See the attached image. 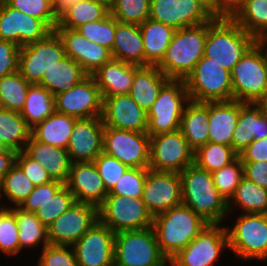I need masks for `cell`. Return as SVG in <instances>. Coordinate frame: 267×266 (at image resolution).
Wrapping results in <instances>:
<instances>
[{
  "mask_svg": "<svg viewBox=\"0 0 267 266\" xmlns=\"http://www.w3.org/2000/svg\"><path fill=\"white\" fill-rule=\"evenodd\" d=\"M179 174L182 204L188 206L209 224L223 222L226 224L228 216L230 217L228 202L215 187L212 174L195 163Z\"/></svg>",
  "mask_w": 267,
  "mask_h": 266,
  "instance_id": "obj_1",
  "label": "cell"
},
{
  "mask_svg": "<svg viewBox=\"0 0 267 266\" xmlns=\"http://www.w3.org/2000/svg\"><path fill=\"white\" fill-rule=\"evenodd\" d=\"M201 216L184 204L156 214L153 228L161 253L170 260L184 249L208 225Z\"/></svg>",
  "mask_w": 267,
  "mask_h": 266,
  "instance_id": "obj_2",
  "label": "cell"
},
{
  "mask_svg": "<svg viewBox=\"0 0 267 266\" xmlns=\"http://www.w3.org/2000/svg\"><path fill=\"white\" fill-rule=\"evenodd\" d=\"M257 42L232 18L213 17L208 22L204 56L228 71Z\"/></svg>",
  "mask_w": 267,
  "mask_h": 266,
  "instance_id": "obj_3",
  "label": "cell"
},
{
  "mask_svg": "<svg viewBox=\"0 0 267 266\" xmlns=\"http://www.w3.org/2000/svg\"><path fill=\"white\" fill-rule=\"evenodd\" d=\"M208 22L175 31L166 54L157 67L169 79H184L204 56Z\"/></svg>",
  "mask_w": 267,
  "mask_h": 266,
  "instance_id": "obj_4",
  "label": "cell"
},
{
  "mask_svg": "<svg viewBox=\"0 0 267 266\" xmlns=\"http://www.w3.org/2000/svg\"><path fill=\"white\" fill-rule=\"evenodd\" d=\"M227 223L229 250L236 259L267 262V214L239 213Z\"/></svg>",
  "mask_w": 267,
  "mask_h": 266,
  "instance_id": "obj_5",
  "label": "cell"
},
{
  "mask_svg": "<svg viewBox=\"0 0 267 266\" xmlns=\"http://www.w3.org/2000/svg\"><path fill=\"white\" fill-rule=\"evenodd\" d=\"M114 266H169L161 253L155 230H125L115 233Z\"/></svg>",
  "mask_w": 267,
  "mask_h": 266,
  "instance_id": "obj_6",
  "label": "cell"
},
{
  "mask_svg": "<svg viewBox=\"0 0 267 266\" xmlns=\"http://www.w3.org/2000/svg\"><path fill=\"white\" fill-rule=\"evenodd\" d=\"M233 100L258 103L267 87V58L256 42L231 71Z\"/></svg>",
  "mask_w": 267,
  "mask_h": 266,
  "instance_id": "obj_7",
  "label": "cell"
},
{
  "mask_svg": "<svg viewBox=\"0 0 267 266\" xmlns=\"http://www.w3.org/2000/svg\"><path fill=\"white\" fill-rule=\"evenodd\" d=\"M190 101L184 79H170L147 112V134L154 136L180 129L186 104Z\"/></svg>",
  "mask_w": 267,
  "mask_h": 266,
  "instance_id": "obj_8",
  "label": "cell"
},
{
  "mask_svg": "<svg viewBox=\"0 0 267 266\" xmlns=\"http://www.w3.org/2000/svg\"><path fill=\"white\" fill-rule=\"evenodd\" d=\"M190 100L217 102L233 100L231 72L203 56L185 78Z\"/></svg>",
  "mask_w": 267,
  "mask_h": 266,
  "instance_id": "obj_9",
  "label": "cell"
},
{
  "mask_svg": "<svg viewBox=\"0 0 267 266\" xmlns=\"http://www.w3.org/2000/svg\"><path fill=\"white\" fill-rule=\"evenodd\" d=\"M99 222L114 233L153 226V216L142 198L107 195L98 207Z\"/></svg>",
  "mask_w": 267,
  "mask_h": 266,
  "instance_id": "obj_10",
  "label": "cell"
},
{
  "mask_svg": "<svg viewBox=\"0 0 267 266\" xmlns=\"http://www.w3.org/2000/svg\"><path fill=\"white\" fill-rule=\"evenodd\" d=\"M226 249L229 251L225 224H208L169 260V266H215Z\"/></svg>",
  "mask_w": 267,
  "mask_h": 266,
  "instance_id": "obj_11",
  "label": "cell"
},
{
  "mask_svg": "<svg viewBox=\"0 0 267 266\" xmlns=\"http://www.w3.org/2000/svg\"><path fill=\"white\" fill-rule=\"evenodd\" d=\"M65 56L61 38L51 31L44 39L20 47L19 72L30 84H39L45 71Z\"/></svg>",
  "mask_w": 267,
  "mask_h": 266,
  "instance_id": "obj_12",
  "label": "cell"
},
{
  "mask_svg": "<svg viewBox=\"0 0 267 266\" xmlns=\"http://www.w3.org/2000/svg\"><path fill=\"white\" fill-rule=\"evenodd\" d=\"M103 152L128 168H149L150 136L147 132L104 127Z\"/></svg>",
  "mask_w": 267,
  "mask_h": 266,
  "instance_id": "obj_13",
  "label": "cell"
},
{
  "mask_svg": "<svg viewBox=\"0 0 267 266\" xmlns=\"http://www.w3.org/2000/svg\"><path fill=\"white\" fill-rule=\"evenodd\" d=\"M194 163V151L181 130L150 136L149 169L180 173Z\"/></svg>",
  "mask_w": 267,
  "mask_h": 266,
  "instance_id": "obj_14",
  "label": "cell"
},
{
  "mask_svg": "<svg viewBox=\"0 0 267 266\" xmlns=\"http://www.w3.org/2000/svg\"><path fill=\"white\" fill-rule=\"evenodd\" d=\"M98 221V207L75 202L47 227L49 243L73 246Z\"/></svg>",
  "mask_w": 267,
  "mask_h": 266,
  "instance_id": "obj_15",
  "label": "cell"
},
{
  "mask_svg": "<svg viewBox=\"0 0 267 266\" xmlns=\"http://www.w3.org/2000/svg\"><path fill=\"white\" fill-rule=\"evenodd\" d=\"M55 111L80 118L101 117L103 98L92 75L55 96Z\"/></svg>",
  "mask_w": 267,
  "mask_h": 266,
  "instance_id": "obj_16",
  "label": "cell"
},
{
  "mask_svg": "<svg viewBox=\"0 0 267 266\" xmlns=\"http://www.w3.org/2000/svg\"><path fill=\"white\" fill-rule=\"evenodd\" d=\"M214 15L198 0H151L150 18L175 30L209 22Z\"/></svg>",
  "mask_w": 267,
  "mask_h": 266,
  "instance_id": "obj_17",
  "label": "cell"
},
{
  "mask_svg": "<svg viewBox=\"0 0 267 266\" xmlns=\"http://www.w3.org/2000/svg\"><path fill=\"white\" fill-rule=\"evenodd\" d=\"M142 200L153 217L182 204L180 174L148 169Z\"/></svg>",
  "mask_w": 267,
  "mask_h": 266,
  "instance_id": "obj_18",
  "label": "cell"
},
{
  "mask_svg": "<svg viewBox=\"0 0 267 266\" xmlns=\"http://www.w3.org/2000/svg\"><path fill=\"white\" fill-rule=\"evenodd\" d=\"M51 31L42 20L26 15L0 0V40L21 47L44 39Z\"/></svg>",
  "mask_w": 267,
  "mask_h": 266,
  "instance_id": "obj_19",
  "label": "cell"
},
{
  "mask_svg": "<svg viewBox=\"0 0 267 266\" xmlns=\"http://www.w3.org/2000/svg\"><path fill=\"white\" fill-rule=\"evenodd\" d=\"M115 233L99 221L72 247L78 266H114Z\"/></svg>",
  "mask_w": 267,
  "mask_h": 266,
  "instance_id": "obj_20",
  "label": "cell"
},
{
  "mask_svg": "<svg viewBox=\"0 0 267 266\" xmlns=\"http://www.w3.org/2000/svg\"><path fill=\"white\" fill-rule=\"evenodd\" d=\"M103 144L102 117L80 118L73 126L66 150L72 163L93 162L103 152Z\"/></svg>",
  "mask_w": 267,
  "mask_h": 266,
  "instance_id": "obj_21",
  "label": "cell"
},
{
  "mask_svg": "<svg viewBox=\"0 0 267 266\" xmlns=\"http://www.w3.org/2000/svg\"><path fill=\"white\" fill-rule=\"evenodd\" d=\"M101 117L104 127L147 132V112L129 94L105 97Z\"/></svg>",
  "mask_w": 267,
  "mask_h": 266,
  "instance_id": "obj_22",
  "label": "cell"
},
{
  "mask_svg": "<svg viewBox=\"0 0 267 266\" xmlns=\"http://www.w3.org/2000/svg\"><path fill=\"white\" fill-rule=\"evenodd\" d=\"M54 31L63 42L65 55L74 59L89 75L112 59L109 49L89 41L77 30L55 28Z\"/></svg>",
  "mask_w": 267,
  "mask_h": 266,
  "instance_id": "obj_23",
  "label": "cell"
},
{
  "mask_svg": "<svg viewBox=\"0 0 267 266\" xmlns=\"http://www.w3.org/2000/svg\"><path fill=\"white\" fill-rule=\"evenodd\" d=\"M74 195L76 202L99 207L108 195L94 162L72 163L64 184Z\"/></svg>",
  "mask_w": 267,
  "mask_h": 266,
  "instance_id": "obj_24",
  "label": "cell"
},
{
  "mask_svg": "<svg viewBox=\"0 0 267 266\" xmlns=\"http://www.w3.org/2000/svg\"><path fill=\"white\" fill-rule=\"evenodd\" d=\"M267 137V111L258 103L246 102L240 108L232 137V148L240 154L254 140Z\"/></svg>",
  "mask_w": 267,
  "mask_h": 266,
  "instance_id": "obj_25",
  "label": "cell"
},
{
  "mask_svg": "<svg viewBox=\"0 0 267 266\" xmlns=\"http://www.w3.org/2000/svg\"><path fill=\"white\" fill-rule=\"evenodd\" d=\"M244 103L237 100L208 102L210 142L232 147V137Z\"/></svg>",
  "mask_w": 267,
  "mask_h": 266,
  "instance_id": "obj_26",
  "label": "cell"
},
{
  "mask_svg": "<svg viewBox=\"0 0 267 266\" xmlns=\"http://www.w3.org/2000/svg\"><path fill=\"white\" fill-rule=\"evenodd\" d=\"M24 152L33 160L38 161L52 180L66 183L72 165L66 149L37 141L31 136Z\"/></svg>",
  "mask_w": 267,
  "mask_h": 266,
  "instance_id": "obj_27",
  "label": "cell"
},
{
  "mask_svg": "<svg viewBox=\"0 0 267 266\" xmlns=\"http://www.w3.org/2000/svg\"><path fill=\"white\" fill-rule=\"evenodd\" d=\"M102 98L129 94L134 79V64L111 59L92 74Z\"/></svg>",
  "mask_w": 267,
  "mask_h": 266,
  "instance_id": "obj_28",
  "label": "cell"
},
{
  "mask_svg": "<svg viewBox=\"0 0 267 266\" xmlns=\"http://www.w3.org/2000/svg\"><path fill=\"white\" fill-rule=\"evenodd\" d=\"M170 79L157 65L134 64V79L129 95L146 112L158 98L161 88Z\"/></svg>",
  "mask_w": 267,
  "mask_h": 266,
  "instance_id": "obj_29",
  "label": "cell"
},
{
  "mask_svg": "<svg viewBox=\"0 0 267 266\" xmlns=\"http://www.w3.org/2000/svg\"><path fill=\"white\" fill-rule=\"evenodd\" d=\"M111 54L113 59L145 66V51L140 26L116 20L115 41Z\"/></svg>",
  "mask_w": 267,
  "mask_h": 266,
  "instance_id": "obj_30",
  "label": "cell"
},
{
  "mask_svg": "<svg viewBox=\"0 0 267 266\" xmlns=\"http://www.w3.org/2000/svg\"><path fill=\"white\" fill-rule=\"evenodd\" d=\"M208 102L190 100L183 111L180 130L195 152L209 142Z\"/></svg>",
  "mask_w": 267,
  "mask_h": 266,
  "instance_id": "obj_31",
  "label": "cell"
},
{
  "mask_svg": "<svg viewBox=\"0 0 267 266\" xmlns=\"http://www.w3.org/2000/svg\"><path fill=\"white\" fill-rule=\"evenodd\" d=\"M139 26L145 51V66L158 65L165 56L176 30L151 18Z\"/></svg>",
  "mask_w": 267,
  "mask_h": 266,
  "instance_id": "obj_32",
  "label": "cell"
},
{
  "mask_svg": "<svg viewBox=\"0 0 267 266\" xmlns=\"http://www.w3.org/2000/svg\"><path fill=\"white\" fill-rule=\"evenodd\" d=\"M77 119L55 111L31 129V136L37 141L67 149Z\"/></svg>",
  "mask_w": 267,
  "mask_h": 266,
  "instance_id": "obj_33",
  "label": "cell"
},
{
  "mask_svg": "<svg viewBox=\"0 0 267 266\" xmlns=\"http://www.w3.org/2000/svg\"><path fill=\"white\" fill-rule=\"evenodd\" d=\"M89 74L74 59L65 56L56 65L45 71L39 85L54 96L82 82Z\"/></svg>",
  "mask_w": 267,
  "mask_h": 266,
  "instance_id": "obj_34",
  "label": "cell"
},
{
  "mask_svg": "<svg viewBox=\"0 0 267 266\" xmlns=\"http://www.w3.org/2000/svg\"><path fill=\"white\" fill-rule=\"evenodd\" d=\"M110 14V8L103 3L94 0H80L67 6L58 15L56 28L76 30L87 22H95L105 19Z\"/></svg>",
  "mask_w": 267,
  "mask_h": 266,
  "instance_id": "obj_35",
  "label": "cell"
},
{
  "mask_svg": "<svg viewBox=\"0 0 267 266\" xmlns=\"http://www.w3.org/2000/svg\"><path fill=\"white\" fill-rule=\"evenodd\" d=\"M236 209L240 213L267 214V190L243 177L228 201V214Z\"/></svg>",
  "mask_w": 267,
  "mask_h": 266,
  "instance_id": "obj_36",
  "label": "cell"
},
{
  "mask_svg": "<svg viewBox=\"0 0 267 266\" xmlns=\"http://www.w3.org/2000/svg\"><path fill=\"white\" fill-rule=\"evenodd\" d=\"M11 209L15 213L18 225L20 253L22 250H31V248L34 250L36 247H42V250L50 244L47 227L41 223L35 213L24 211L19 206L11 207Z\"/></svg>",
  "mask_w": 267,
  "mask_h": 266,
  "instance_id": "obj_37",
  "label": "cell"
},
{
  "mask_svg": "<svg viewBox=\"0 0 267 266\" xmlns=\"http://www.w3.org/2000/svg\"><path fill=\"white\" fill-rule=\"evenodd\" d=\"M55 112V96L39 84H31L26 101L20 112L26 124L32 129Z\"/></svg>",
  "mask_w": 267,
  "mask_h": 266,
  "instance_id": "obj_38",
  "label": "cell"
},
{
  "mask_svg": "<svg viewBox=\"0 0 267 266\" xmlns=\"http://www.w3.org/2000/svg\"><path fill=\"white\" fill-rule=\"evenodd\" d=\"M0 138L2 142L16 152L24 151L31 137V128L20 112L0 107Z\"/></svg>",
  "mask_w": 267,
  "mask_h": 266,
  "instance_id": "obj_39",
  "label": "cell"
},
{
  "mask_svg": "<svg viewBox=\"0 0 267 266\" xmlns=\"http://www.w3.org/2000/svg\"><path fill=\"white\" fill-rule=\"evenodd\" d=\"M34 188L33 182L27 178L21 168L15 163L0 183V201L2 206L4 208L20 206ZM5 201L8 202L6 203Z\"/></svg>",
  "mask_w": 267,
  "mask_h": 266,
  "instance_id": "obj_40",
  "label": "cell"
},
{
  "mask_svg": "<svg viewBox=\"0 0 267 266\" xmlns=\"http://www.w3.org/2000/svg\"><path fill=\"white\" fill-rule=\"evenodd\" d=\"M232 19L256 40L267 37V0H245Z\"/></svg>",
  "mask_w": 267,
  "mask_h": 266,
  "instance_id": "obj_41",
  "label": "cell"
},
{
  "mask_svg": "<svg viewBox=\"0 0 267 266\" xmlns=\"http://www.w3.org/2000/svg\"><path fill=\"white\" fill-rule=\"evenodd\" d=\"M238 157L239 154L231 146L209 141L194 152V163L212 173L229 165Z\"/></svg>",
  "mask_w": 267,
  "mask_h": 266,
  "instance_id": "obj_42",
  "label": "cell"
},
{
  "mask_svg": "<svg viewBox=\"0 0 267 266\" xmlns=\"http://www.w3.org/2000/svg\"><path fill=\"white\" fill-rule=\"evenodd\" d=\"M31 84L19 71L0 79V107L21 112Z\"/></svg>",
  "mask_w": 267,
  "mask_h": 266,
  "instance_id": "obj_43",
  "label": "cell"
},
{
  "mask_svg": "<svg viewBox=\"0 0 267 266\" xmlns=\"http://www.w3.org/2000/svg\"><path fill=\"white\" fill-rule=\"evenodd\" d=\"M151 0H114L110 14L121 23L140 25L150 18Z\"/></svg>",
  "mask_w": 267,
  "mask_h": 266,
  "instance_id": "obj_44",
  "label": "cell"
},
{
  "mask_svg": "<svg viewBox=\"0 0 267 266\" xmlns=\"http://www.w3.org/2000/svg\"><path fill=\"white\" fill-rule=\"evenodd\" d=\"M10 7L42 20L52 31L58 24V13L52 0H3Z\"/></svg>",
  "mask_w": 267,
  "mask_h": 266,
  "instance_id": "obj_45",
  "label": "cell"
},
{
  "mask_svg": "<svg viewBox=\"0 0 267 266\" xmlns=\"http://www.w3.org/2000/svg\"><path fill=\"white\" fill-rule=\"evenodd\" d=\"M75 202L74 195L63 185L52 198L46 200L34 213L41 223L48 227Z\"/></svg>",
  "mask_w": 267,
  "mask_h": 266,
  "instance_id": "obj_46",
  "label": "cell"
},
{
  "mask_svg": "<svg viewBox=\"0 0 267 266\" xmlns=\"http://www.w3.org/2000/svg\"><path fill=\"white\" fill-rule=\"evenodd\" d=\"M82 36L112 52L115 41L116 19L109 14L105 19L87 22L76 29Z\"/></svg>",
  "mask_w": 267,
  "mask_h": 266,
  "instance_id": "obj_47",
  "label": "cell"
},
{
  "mask_svg": "<svg viewBox=\"0 0 267 266\" xmlns=\"http://www.w3.org/2000/svg\"><path fill=\"white\" fill-rule=\"evenodd\" d=\"M19 230L11 208L0 209V253L15 257L20 253Z\"/></svg>",
  "mask_w": 267,
  "mask_h": 266,
  "instance_id": "obj_48",
  "label": "cell"
},
{
  "mask_svg": "<svg viewBox=\"0 0 267 266\" xmlns=\"http://www.w3.org/2000/svg\"><path fill=\"white\" fill-rule=\"evenodd\" d=\"M213 182L218 192L228 202L234 195L235 190L244 177L243 162L238 157L227 166L211 173Z\"/></svg>",
  "mask_w": 267,
  "mask_h": 266,
  "instance_id": "obj_49",
  "label": "cell"
},
{
  "mask_svg": "<svg viewBox=\"0 0 267 266\" xmlns=\"http://www.w3.org/2000/svg\"><path fill=\"white\" fill-rule=\"evenodd\" d=\"M148 169L149 168H128L108 195L142 198Z\"/></svg>",
  "mask_w": 267,
  "mask_h": 266,
  "instance_id": "obj_50",
  "label": "cell"
},
{
  "mask_svg": "<svg viewBox=\"0 0 267 266\" xmlns=\"http://www.w3.org/2000/svg\"><path fill=\"white\" fill-rule=\"evenodd\" d=\"M40 253L37 266H78L72 246L49 244Z\"/></svg>",
  "mask_w": 267,
  "mask_h": 266,
  "instance_id": "obj_51",
  "label": "cell"
},
{
  "mask_svg": "<svg viewBox=\"0 0 267 266\" xmlns=\"http://www.w3.org/2000/svg\"><path fill=\"white\" fill-rule=\"evenodd\" d=\"M93 162L108 192L128 169L124 163L105 152H102Z\"/></svg>",
  "mask_w": 267,
  "mask_h": 266,
  "instance_id": "obj_52",
  "label": "cell"
},
{
  "mask_svg": "<svg viewBox=\"0 0 267 266\" xmlns=\"http://www.w3.org/2000/svg\"><path fill=\"white\" fill-rule=\"evenodd\" d=\"M15 163L35 186L43 185L53 181L46 169L38 161L30 158L24 151L16 153Z\"/></svg>",
  "mask_w": 267,
  "mask_h": 266,
  "instance_id": "obj_53",
  "label": "cell"
},
{
  "mask_svg": "<svg viewBox=\"0 0 267 266\" xmlns=\"http://www.w3.org/2000/svg\"><path fill=\"white\" fill-rule=\"evenodd\" d=\"M62 182L53 180L50 183L35 186L30 195L20 204V208L24 211L35 212L46 200L52 198L53 195L63 186Z\"/></svg>",
  "mask_w": 267,
  "mask_h": 266,
  "instance_id": "obj_54",
  "label": "cell"
},
{
  "mask_svg": "<svg viewBox=\"0 0 267 266\" xmlns=\"http://www.w3.org/2000/svg\"><path fill=\"white\" fill-rule=\"evenodd\" d=\"M20 47L12 42L0 40V79L19 71Z\"/></svg>",
  "mask_w": 267,
  "mask_h": 266,
  "instance_id": "obj_55",
  "label": "cell"
},
{
  "mask_svg": "<svg viewBox=\"0 0 267 266\" xmlns=\"http://www.w3.org/2000/svg\"><path fill=\"white\" fill-rule=\"evenodd\" d=\"M244 177L267 190V161L243 162Z\"/></svg>",
  "mask_w": 267,
  "mask_h": 266,
  "instance_id": "obj_56",
  "label": "cell"
},
{
  "mask_svg": "<svg viewBox=\"0 0 267 266\" xmlns=\"http://www.w3.org/2000/svg\"><path fill=\"white\" fill-rule=\"evenodd\" d=\"M242 162H265L267 161V137L254 140L240 154Z\"/></svg>",
  "mask_w": 267,
  "mask_h": 266,
  "instance_id": "obj_57",
  "label": "cell"
},
{
  "mask_svg": "<svg viewBox=\"0 0 267 266\" xmlns=\"http://www.w3.org/2000/svg\"><path fill=\"white\" fill-rule=\"evenodd\" d=\"M245 0H214V17L232 18Z\"/></svg>",
  "mask_w": 267,
  "mask_h": 266,
  "instance_id": "obj_58",
  "label": "cell"
},
{
  "mask_svg": "<svg viewBox=\"0 0 267 266\" xmlns=\"http://www.w3.org/2000/svg\"><path fill=\"white\" fill-rule=\"evenodd\" d=\"M16 153L12 149L0 150V183L10 168L15 164Z\"/></svg>",
  "mask_w": 267,
  "mask_h": 266,
  "instance_id": "obj_59",
  "label": "cell"
},
{
  "mask_svg": "<svg viewBox=\"0 0 267 266\" xmlns=\"http://www.w3.org/2000/svg\"><path fill=\"white\" fill-rule=\"evenodd\" d=\"M78 1L80 0H52V3L59 15L67 6L75 4Z\"/></svg>",
  "mask_w": 267,
  "mask_h": 266,
  "instance_id": "obj_60",
  "label": "cell"
},
{
  "mask_svg": "<svg viewBox=\"0 0 267 266\" xmlns=\"http://www.w3.org/2000/svg\"><path fill=\"white\" fill-rule=\"evenodd\" d=\"M214 15V0H198Z\"/></svg>",
  "mask_w": 267,
  "mask_h": 266,
  "instance_id": "obj_61",
  "label": "cell"
},
{
  "mask_svg": "<svg viewBox=\"0 0 267 266\" xmlns=\"http://www.w3.org/2000/svg\"><path fill=\"white\" fill-rule=\"evenodd\" d=\"M258 104L267 111V87L264 96L260 99Z\"/></svg>",
  "mask_w": 267,
  "mask_h": 266,
  "instance_id": "obj_62",
  "label": "cell"
},
{
  "mask_svg": "<svg viewBox=\"0 0 267 266\" xmlns=\"http://www.w3.org/2000/svg\"><path fill=\"white\" fill-rule=\"evenodd\" d=\"M257 42L263 47V51L267 58V37L257 40Z\"/></svg>",
  "mask_w": 267,
  "mask_h": 266,
  "instance_id": "obj_63",
  "label": "cell"
},
{
  "mask_svg": "<svg viewBox=\"0 0 267 266\" xmlns=\"http://www.w3.org/2000/svg\"><path fill=\"white\" fill-rule=\"evenodd\" d=\"M100 3L105 4L106 6H108L109 8H111V0H94Z\"/></svg>",
  "mask_w": 267,
  "mask_h": 266,
  "instance_id": "obj_64",
  "label": "cell"
},
{
  "mask_svg": "<svg viewBox=\"0 0 267 266\" xmlns=\"http://www.w3.org/2000/svg\"><path fill=\"white\" fill-rule=\"evenodd\" d=\"M0 135H1V133H0ZM7 149H9V148L2 142V140L0 138V150H7Z\"/></svg>",
  "mask_w": 267,
  "mask_h": 266,
  "instance_id": "obj_65",
  "label": "cell"
}]
</instances>
